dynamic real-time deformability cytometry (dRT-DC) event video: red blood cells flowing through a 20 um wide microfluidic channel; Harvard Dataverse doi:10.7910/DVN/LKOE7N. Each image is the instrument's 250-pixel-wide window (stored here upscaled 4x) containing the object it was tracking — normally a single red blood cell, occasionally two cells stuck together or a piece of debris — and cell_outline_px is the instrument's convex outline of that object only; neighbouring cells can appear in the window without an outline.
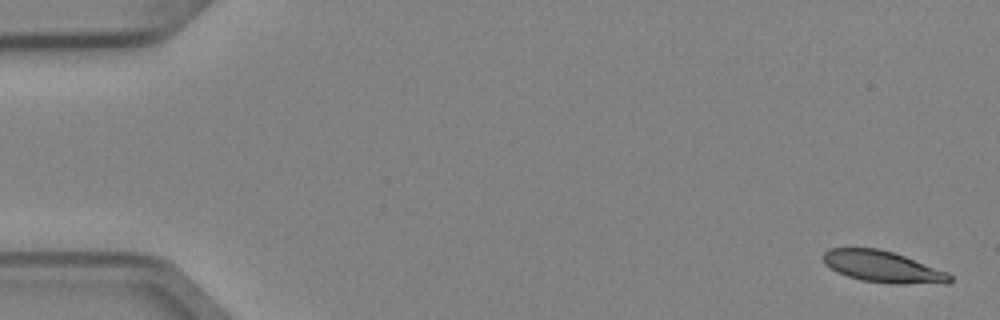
{"species": "Egyptian fruit bat (a non-hibernating species)", "species_latin": "Rousettus aegyptiacus", "temperature_condition": "cold", "stored_images_in_passage": 5, "camera_frame_rate_fps": 3000, "um_per_image_px": 0.085, "animal": {"sex": "female"}, "frame": {"image": 1, "passage_image": 1, "time_ms": 0.0, "image_size_px": [1000, 320], "cell_outline_px": [[952, 280], [948, 284], [892, 284], [860, 280], [836, 272], [824, 264], [820, 256], [828, 248], [880, 248], [904, 256], [948, 272], [952, 276]], "centroid_in_image_um": [75.02, 22.68], "position_along_channel_um": 10.0, "area_um2": 23.58}}
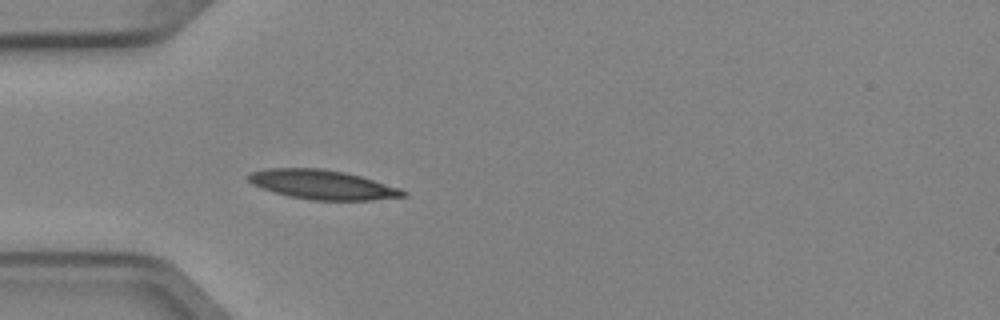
{"frame": {"image": 2, "passage_image": 5, "time_ms": 1.333, "image_size_px": [1000, 320], "cell_outline_px": [[408, 196], [372, 200], [312, 200], [288, 196], [260, 188], [252, 184], [244, 176], [252, 172], [268, 168], [324, 168], [344, 172], [360, 176], [400, 188], [408, 192]], "centroid_in_image_um": [27.39, 15.69], "position_along_channel_um": 57.6, "area_um2": 26.59}}